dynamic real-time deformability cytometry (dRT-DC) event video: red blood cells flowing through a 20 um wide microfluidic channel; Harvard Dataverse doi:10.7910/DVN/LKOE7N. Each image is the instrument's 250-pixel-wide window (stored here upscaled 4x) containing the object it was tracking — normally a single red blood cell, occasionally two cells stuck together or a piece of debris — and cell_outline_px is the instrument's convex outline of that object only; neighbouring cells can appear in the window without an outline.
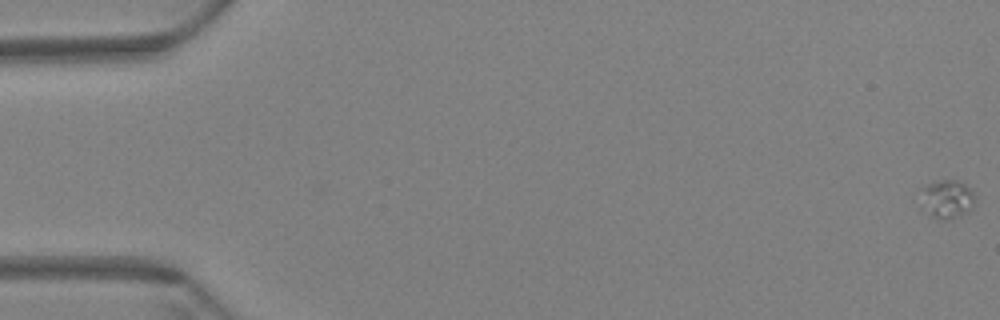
{"species": "Egyptian fruit bat (a non-hibernating species)", "species_latin": "Rousettus aegyptiacus", "temperature_condition": "warm", "stored_images_in_passage": 6, "camera_frame_rate_fps": 3000, "um_per_image_px": 0.085, "animal": {"sex": "female"}, "frame": {"image": 1, "passage_image": 1, "time_ms": 0.0, "image_size_px": [1000, 320], "cell_outline_px": [[976, 196], [972, 208], [968, 212], [956, 216], [932, 216], [920, 212], [920, 208], [924, 184], [936, 180], [960, 180]], "centroid_in_image_um": [80.45, 16.87], "position_along_channel_um": 4.5, "area_um2": 12.08}}